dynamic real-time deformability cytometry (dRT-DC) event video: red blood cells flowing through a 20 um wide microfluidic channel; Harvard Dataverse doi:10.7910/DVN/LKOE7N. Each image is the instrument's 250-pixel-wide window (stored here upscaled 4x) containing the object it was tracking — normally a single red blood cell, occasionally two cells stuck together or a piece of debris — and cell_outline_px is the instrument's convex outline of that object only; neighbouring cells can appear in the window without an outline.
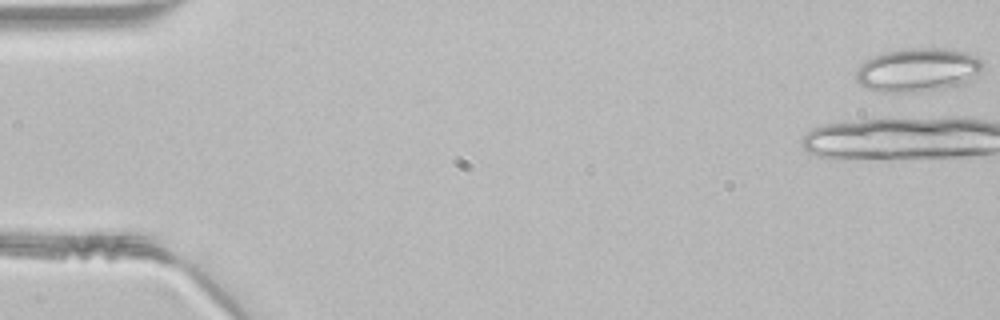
{"species": "common noctule bat (a hibernating species)", "species_latin": "Nyctalus noctula", "temperature_condition": "room temperature", "stored_images_in_passage": 36, "camera_frame_rate_fps": 3000, "um_per_image_px": 0.085, "animal": {"sex": "male", "body_mass_g": 21.5, "forearm_length_mm": 52.0}, "frame": {"image": 1, "passage_image": 1, "time_ms": 0.0, "image_size_px": [1000, 320], "cell_outline_px": [[984, 68], [968, 84], [948, 88], [920, 92], [880, 92], [868, 88], [860, 84], [856, 80], [856, 72], [860, 64], [864, 60], [872, 56], [884, 52], [904, 48], [948, 48], [968, 52], [984, 60]], "centroid_in_image_um": [78.08, 5.94], "position_along_channel_um": 6.9, "area_um2": 33.18}}